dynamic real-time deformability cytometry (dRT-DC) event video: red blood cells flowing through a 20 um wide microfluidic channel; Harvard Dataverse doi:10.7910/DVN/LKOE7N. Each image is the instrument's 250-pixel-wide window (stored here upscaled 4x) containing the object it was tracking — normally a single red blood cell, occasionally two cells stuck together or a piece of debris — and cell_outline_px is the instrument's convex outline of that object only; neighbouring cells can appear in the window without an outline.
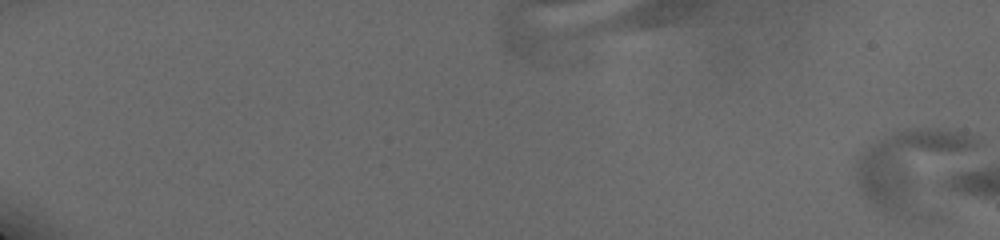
{"species": "human", "species_latin": "Homo sapiens", "temperature_condition": "cold", "stored_images_in_passage": 5, "camera_frame_rate_fps": 3000, "um_per_image_px": 0.085, "donor": {"sex": "male"}, "frame": {"image": 1, "passage_image": 1, "time_ms": 0.0, "image_size_px": [1000, 240], "cell_outline_px": [[980, 144], [916, 216], [904, 216], [888, 212], [876, 208], [860, 192], [856, 184], [856, 160], [868, 148], [892, 132], [904, 128], [936, 128], [956, 132], [972, 136]], "centroid_in_image_um": [77.42, 14.24], "position_along_channel_um": 7.6, "area_um2": 52.6}}